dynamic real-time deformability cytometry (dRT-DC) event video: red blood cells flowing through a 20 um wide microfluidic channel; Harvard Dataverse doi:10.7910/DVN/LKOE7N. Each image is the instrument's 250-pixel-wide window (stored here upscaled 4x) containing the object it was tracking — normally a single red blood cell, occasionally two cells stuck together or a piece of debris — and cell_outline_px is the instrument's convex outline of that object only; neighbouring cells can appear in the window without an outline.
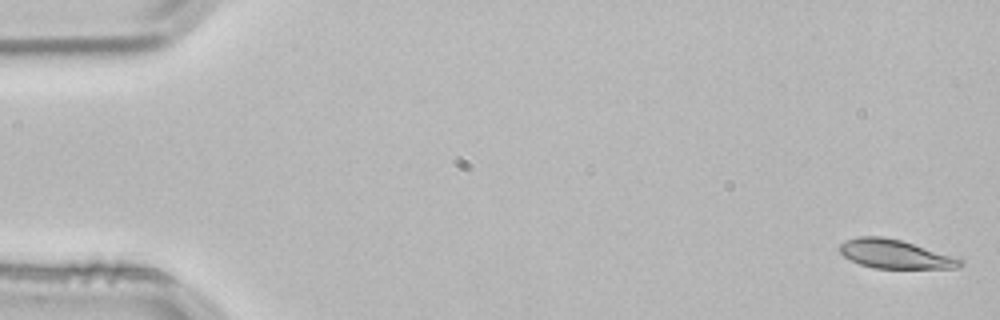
{"species": "common noctule bat (a hibernating species)", "species_latin": "Nyctalus noctula", "temperature_condition": "room temperature", "stored_images_in_passage": 53, "camera_frame_rate_fps": 3000, "um_per_image_px": 0.085, "animal": {"sex": "male", "body_mass_g": 21.5, "forearm_length_mm": 52.0}, "frame": {"image": 1, "passage_image": 1, "time_ms": 0.0, "image_size_px": [1000, 320], "cell_outline_px": [[964, 264], [960, 268], [872, 268], [860, 264], [844, 256], [836, 248], [840, 244], [848, 240], [860, 236], [880, 236], [900, 240], [964, 260]], "centroid_in_image_um": [76.05, 21.61], "position_along_channel_um": 8.9, "area_um2": 19.94}}
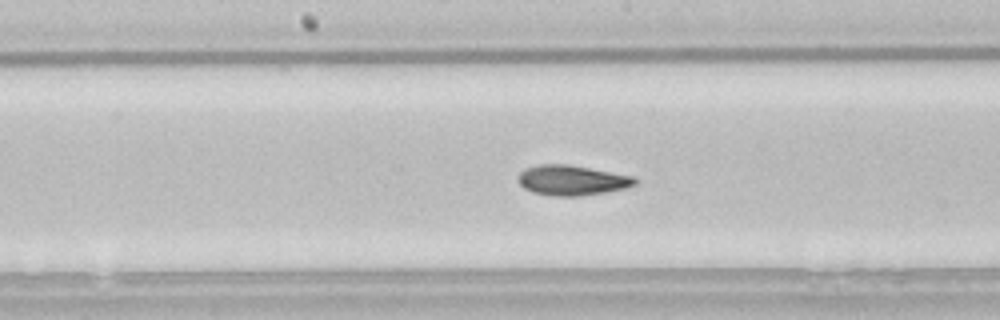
{"frame": {"image": 2, "passage_image": 27, "time_ms": 8.667, "image_size_px": [1000, 320], "cell_outline_px": [[640, 180], [636, 184], [624, 188], [604, 192], [580, 196], [556, 196], [532, 192], [524, 188], [520, 184], [520, 172], [524, 168], [540, 164], [568, 164], [636, 176]], "centroid_in_image_um": [48.66, 15.31], "position_along_channel_um": 199.5, "area_um2": 20.52}}
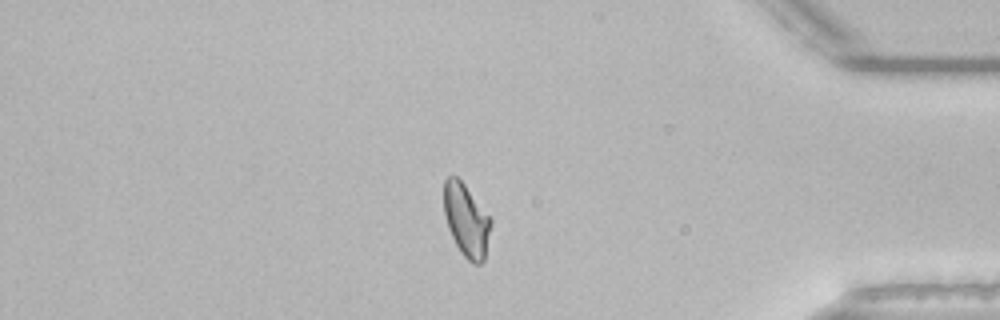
{"frame": {"image": 3, "passage_image": 45, "time_ms": 14.667, "image_size_px": [1000, 320], "cell_outline_px": [[492, 224], [484, 260], [480, 264], [472, 264], [460, 252], [448, 228], [444, 212], [444, 180], [448, 176], [456, 176], [464, 184], [492, 220]], "centroid_in_image_um": [39.64, 18.74], "position_along_channel_um": 395.6, "area_um2": 19.77}, "authors_computed_cell_mechanics": {"area_um2": 20.3456, "velocity_mm_per_s": 3.8062, "shape_relaxation_time_tau1_ms": 5.1861, "shape_relaxation_time_tau2_ms": 1.2072, "deformation_change_tau1": 0.1273, "deformation_change_tau2": 0.0539}}